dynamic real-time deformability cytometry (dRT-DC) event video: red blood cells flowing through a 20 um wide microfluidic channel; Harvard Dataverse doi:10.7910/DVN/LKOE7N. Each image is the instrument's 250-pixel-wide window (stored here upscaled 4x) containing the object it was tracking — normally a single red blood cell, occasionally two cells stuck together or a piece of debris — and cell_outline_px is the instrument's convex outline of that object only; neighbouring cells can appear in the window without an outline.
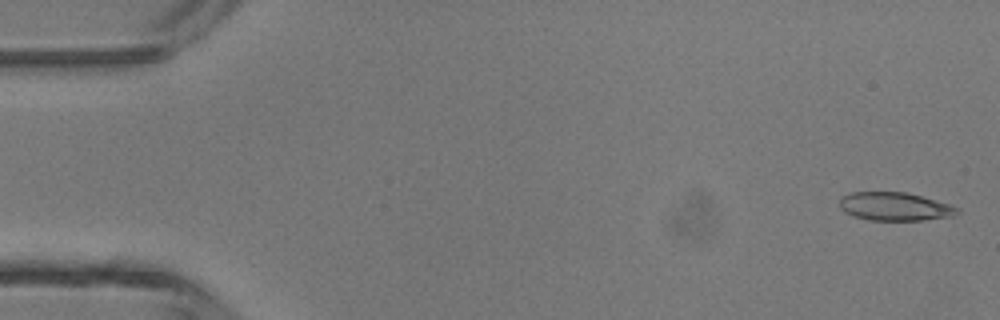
{"species": "common noctule bat (a hibernating species)", "species_latin": "Nyctalus noctula", "temperature_condition": "room temperature", "stored_images_in_passage": 4, "camera_frame_rate_fps": 3000, "um_per_image_px": 0.085, "animal": {"sex": "male", "body_mass_g": 13.3}, "frame": {"image": 1, "passage_image": 1, "time_ms": 0.0, "image_size_px": [1000, 320], "cell_outline_px": [[960, 212], [952, 216], [924, 220], [868, 220], [852, 216], [844, 212], [840, 208], [840, 196], [852, 192], [904, 192], [936, 200], [960, 208]], "centroid_in_image_um": [76.03, 17.56], "position_along_channel_um": 9.0, "area_um2": 19.48}}
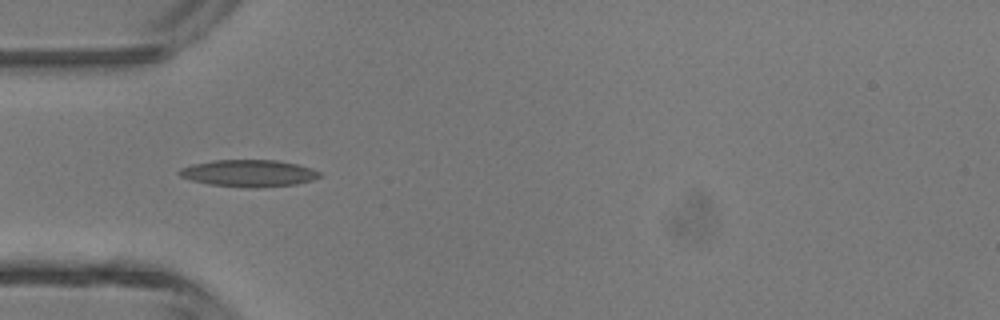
{"frame": {"image": 2, "passage_image": 4, "time_ms": 1.0, "image_size_px": [1000, 320], "cell_outline_px": [[324, 176], [312, 180], [296, 184], [252, 188], [208, 184], [192, 180], [180, 176], [176, 172], [180, 168], [192, 164], [212, 160], [276, 160], [296, 164], [312, 168], [320, 172]], "centroid_in_image_um": [21.15, 14.72], "position_along_channel_um": 63.9, "area_um2": 22.08}}